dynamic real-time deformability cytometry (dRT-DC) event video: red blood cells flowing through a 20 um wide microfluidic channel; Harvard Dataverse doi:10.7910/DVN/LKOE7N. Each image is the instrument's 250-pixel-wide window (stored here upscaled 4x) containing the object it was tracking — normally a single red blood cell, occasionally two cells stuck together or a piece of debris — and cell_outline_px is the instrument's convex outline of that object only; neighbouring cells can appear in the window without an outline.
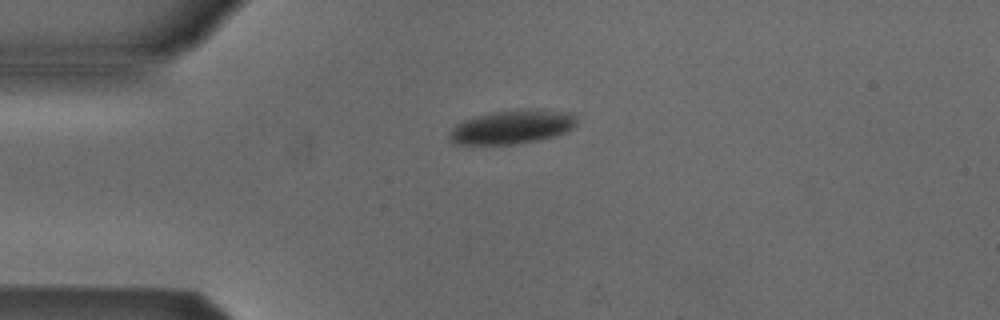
{"species": "Egyptian fruit bat (a non-hibernating species)", "species_latin": "Rousettus aegyptiacus", "temperature_condition": "cold", "stored_images_in_passage": 2, "camera_frame_rate_fps": 3000, "um_per_image_px": 0.085, "animal": {"sex": "male"}, "frame": {"image": 1, "passage_image": 1, "time_ms": 0.0, "image_size_px": [1000, 320], "cell_outline_px": [[576, 124], [572, 128], [556, 136], [540, 140], [516, 144], [452, 144], [448, 140], [448, 132], [456, 124], [464, 120], [476, 116], [496, 112], [520, 108], [540, 108], [572, 112], [576, 116]], "centroid_in_image_um": [43.54, 10.78], "position_along_channel_um": 41.5, "area_um2": 25.61}}